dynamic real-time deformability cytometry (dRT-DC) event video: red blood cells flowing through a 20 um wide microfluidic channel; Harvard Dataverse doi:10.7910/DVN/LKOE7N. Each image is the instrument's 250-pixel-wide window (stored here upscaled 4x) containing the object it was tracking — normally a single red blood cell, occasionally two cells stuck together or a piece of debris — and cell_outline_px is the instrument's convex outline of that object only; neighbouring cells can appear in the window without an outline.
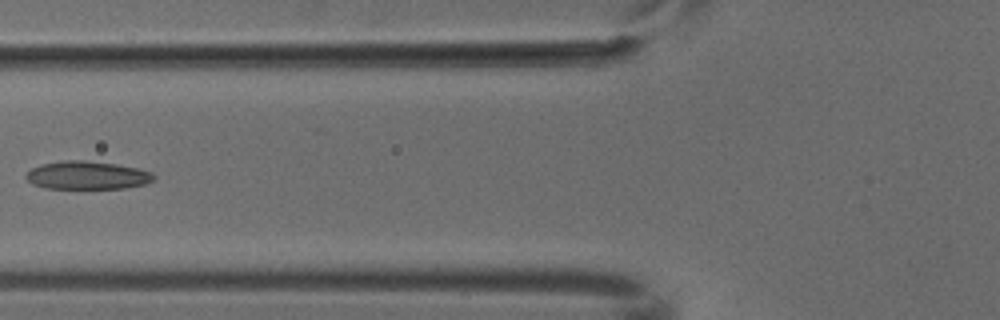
{"species": "common noctule bat (a hibernating species)", "species_latin": "Nyctalus noctula", "temperature_condition": "cold", "stored_images_in_passage": 3, "camera_frame_rate_fps": 3000, "um_per_image_px": 0.085, "animal": {"sex": "male", "body_mass_g": 18.8}, "frame": {"image": 1, "passage_image": 2, "time_ms": 0.333, "image_size_px": [1000, 320], "cell_outline_px": [[156, 176], [152, 180], [144, 184], [124, 188], [44, 188], [32, 184], [24, 176], [32, 168], [40, 164], [64, 160], [84, 160], [116, 164], [140, 168], [152, 172]], "centroid_in_image_um": [7.41, 14.89], "position_along_channel_um": 118.4, "area_um2": 20.98}}
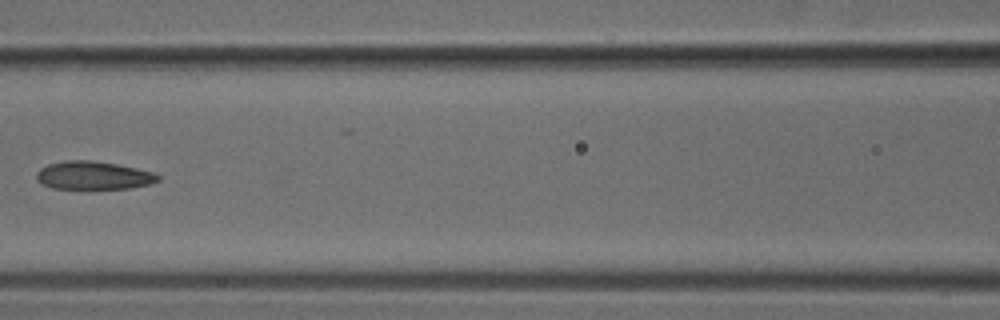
{"frame": {"image": 2, "passage_image": 3, "time_ms": 0.667, "image_size_px": [1000, 320], "cell_outline_px": [[160, 180], [148, 184], [128, 188], [52, 188], [40, 184], [36, 180], [36, 172], [40, 168], [48, 164], [64, 160], [92, 160], [116, 164], [136, 168], [152, 172], [160, 176]], "centroid_in_image_um": [7.88, 14.9], "position_along_channel_um": 158.7, "area_um2": 19.88}}